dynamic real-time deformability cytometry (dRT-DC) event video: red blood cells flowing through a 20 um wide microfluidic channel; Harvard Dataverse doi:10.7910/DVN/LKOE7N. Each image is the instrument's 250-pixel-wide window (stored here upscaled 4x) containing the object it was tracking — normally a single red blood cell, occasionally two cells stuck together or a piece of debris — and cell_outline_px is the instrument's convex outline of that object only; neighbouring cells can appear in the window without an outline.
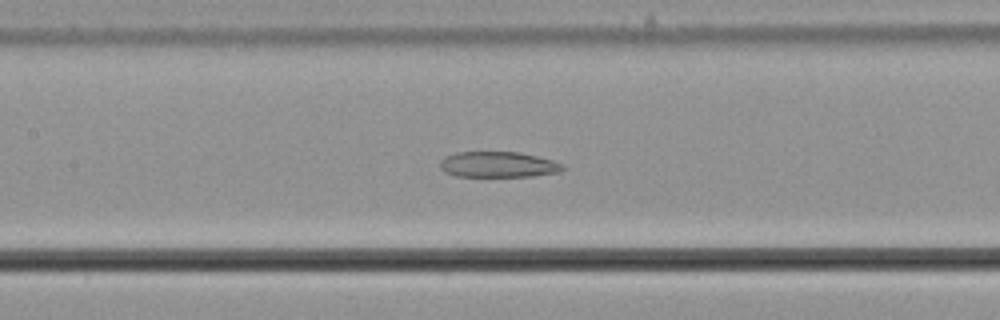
{"species": "common noctule bat (a hibernating species)", "species_latin": "Nyctalus noctula", "temperature_condition": "cold", "stored_images_in_passage": 53, "camera_frame_rate_fps": 3000, "um_per_image_px": 0.085, "animal": {"sex": "male", "body_mass_g": 21.5, "forearm_length_mm": 52.0}, "frame": {"image": 1, "passage_image": 23, "time_ms": 7.333, "image_size_px": [1000, 320], "cell_outline_px": [[568, 168], [560, 172], [532, 176], [456, 176], [444, 172], [440, 168], [440, 160], [444, 156], [460, 152], [520, 152], [552, 160], [564, 164]], "centroid_in_image_um": [42.37, 13.99], "position_along_channel_um": 165.0, "area_um2": 18.5}}
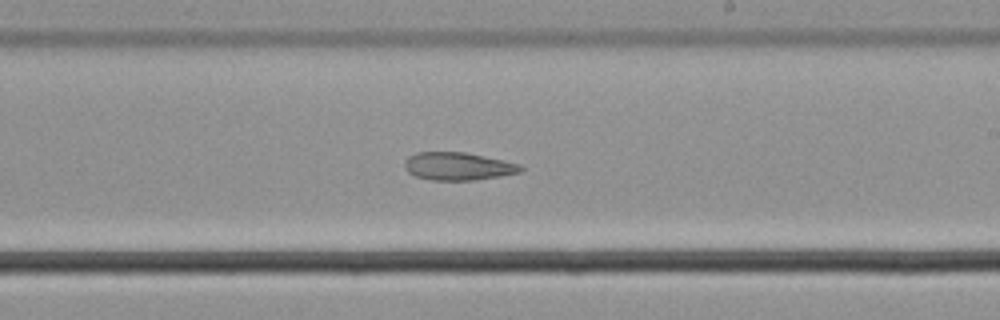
{"frame": {"image": 2, "passage_image": 30, "time_ms": 9.667, "image_size_px": [1000, 320], "cell_outline_px": [[524, 168], [520, 172], [500, 176], [476, 180], [432, 180], [416, 176], [408, 172], [404, 168], [404, 160], [408, 156], [416, 152], [464, 152], [504, 160], [520, 164]], "centroid_in_image_um": [38.92, 14.13], "position_along_channel_um": 250.1, "area_um2": 18.9}}
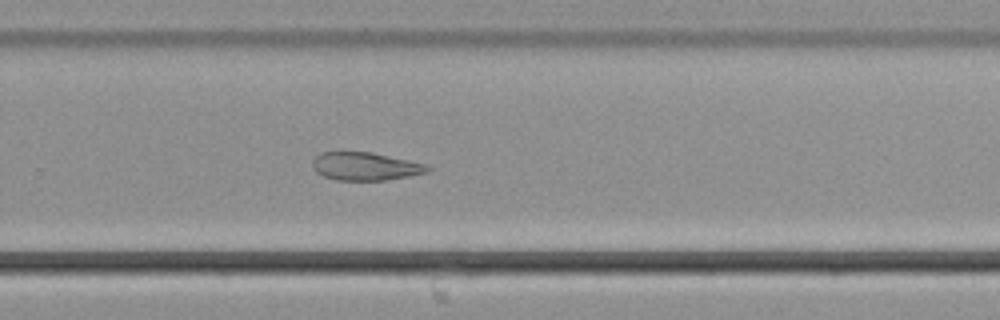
{"frame": {"image": 3, "passage_image": 34, "time_ms": 11.0, "image_size_px": [1000, 320], "cell_outline_px": [[432, 168], [428, 172], [408, 176], [384, 180], [336, 180], [324, 176], [316, 172], [312, 168], [312, 160], [320, 152], [368, 152], [428, 164]], "centroid_in_image_um": [31.04, 14.14], "position_along_channel_um": 298.8, "area_um2": 18.73}}